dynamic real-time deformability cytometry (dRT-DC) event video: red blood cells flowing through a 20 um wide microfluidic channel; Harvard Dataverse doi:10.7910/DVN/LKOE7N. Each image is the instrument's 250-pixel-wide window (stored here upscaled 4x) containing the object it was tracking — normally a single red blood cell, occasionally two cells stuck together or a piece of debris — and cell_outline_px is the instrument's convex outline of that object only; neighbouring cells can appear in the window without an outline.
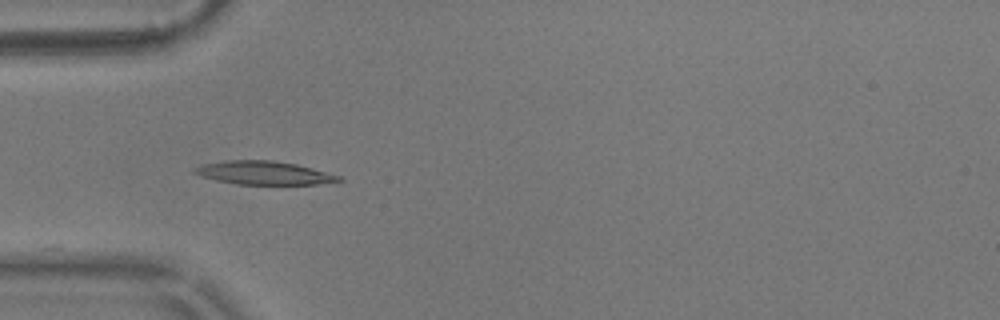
{"species": "common noctule bat (a hibernating species)", "species_latin": "Nyctalus noctula", "temperature_condition": "warm", "stored_images_in_passage": 40, "camera_frame_rate_fps": 3000, "um_per_image_px": 0.085, "animal": {"sex": "male", "body_mass_g": 17.9}, "frame": {"image": 1, "passage_image": 1, "time_ms": 0.0, "image_size_px": [1000, 320], "cell_outline_px": [[344, 180], [316, 184], [236, 184], [216, 180], [200, 176], [192, 172], [192, 168], [200, 164], [228, 160], [272, 160], [296, 164], [312, 168], [340, 176]], "centroid_in_image_um": [22.36, 14.69], "position_along_channel_um": 62.6, "area_um2": 19.65}}
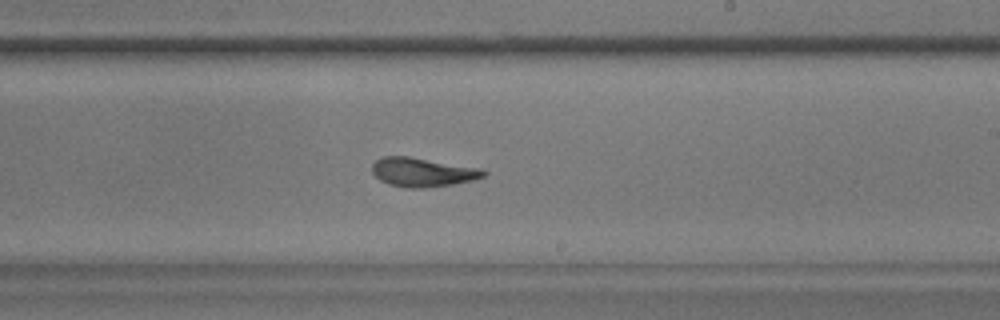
{"frame": {"image": 2, "passage_image": 17, "time_ms": 5.333, "image_size_px": [1000, 320], "cell_outline_px": [[488, 172], [484, 176], [472, 180], [452, 184], [424, 188], [404, 188], [388, 184], [380, 180], [372, 172], [372, 164], [376, 160], [384, 156], [408, 156], [480, 168]], "centroid_in_image_um": [35.89, 14.64], "position_along_channel_um": 253.1, "area_um2": 18.79}}
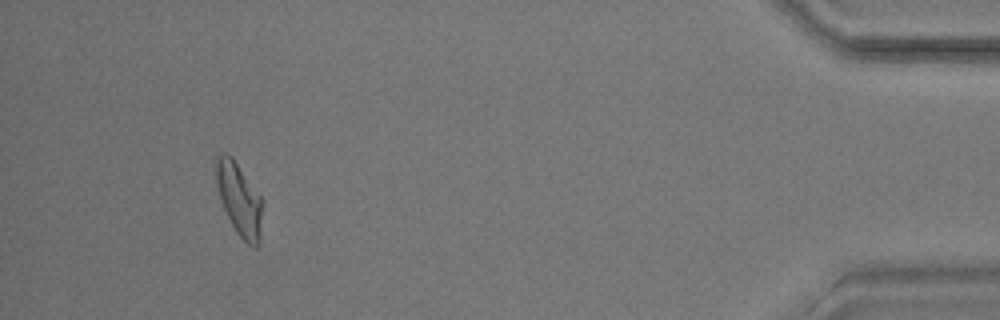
{"frame": {"image": 3, "passage_image": 36, "time_ms": 11.667, "image_size_px": [1000, 320], "cell_outline_px": [[264, 200], [260, 244], [256, 248], [252, 248], [236, 232], [224, 208], [220, 196], [216, 180], [216, 156], [224, 152], [232, 156]], "centroid_in_image_um": [20.39, 16.97], "position_along_channel_um": 414.8, "area_um2": 19.83}, "authors_computed_cell_mechanics": {"area_um2": 18.7561, "velocity_mm_per_s": 3.5938, "shape_relaxation_time_tau1_ms": 5.0371, "shape_relaxation_time_tau2_ms": 2.167, "deformation_change_tau1": 0.1753, "deformation_change_tau2": 0.0967}}